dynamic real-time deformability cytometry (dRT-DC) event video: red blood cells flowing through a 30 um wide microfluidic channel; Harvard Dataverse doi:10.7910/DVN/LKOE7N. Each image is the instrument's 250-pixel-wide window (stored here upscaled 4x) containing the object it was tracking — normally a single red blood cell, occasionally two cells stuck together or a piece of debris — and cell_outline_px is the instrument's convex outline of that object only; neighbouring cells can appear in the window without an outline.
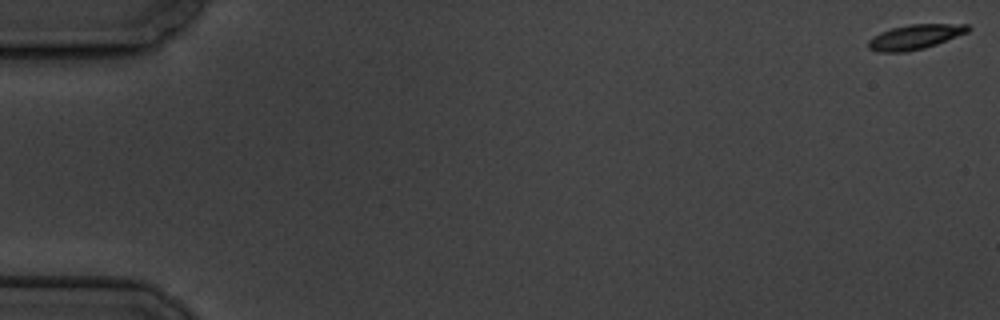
{"species": "common noctule bat (a hibernating species)", "species_latin": "Nyctalus noctula", "temperature_condition": "cold", "stored_images_in_passage": 11, "camera_frame_rate_fps": 3000, "um_per_image_px": 0.085, "animal": {"sex": "male", "body_mass_g": 19.5, "forearm_length_mm": 54.6}, "frame": {"image": 1, "passage_image": 1, "time_ms": 0.0, "image_size_px": [1000, 320], "cell_outline_px": [[972, 28], [968, 32], [936, 44], [924, 48], [904, 52], [880, 52], [868, 48], [868, 40], [872, 36], [880, 32], [892, 28], [908, 24], [968, 24]], "centroid_in_image_um": [77.77, 3.13], "position_along_channel_um": 7.2, "area_um2": 14.39}}
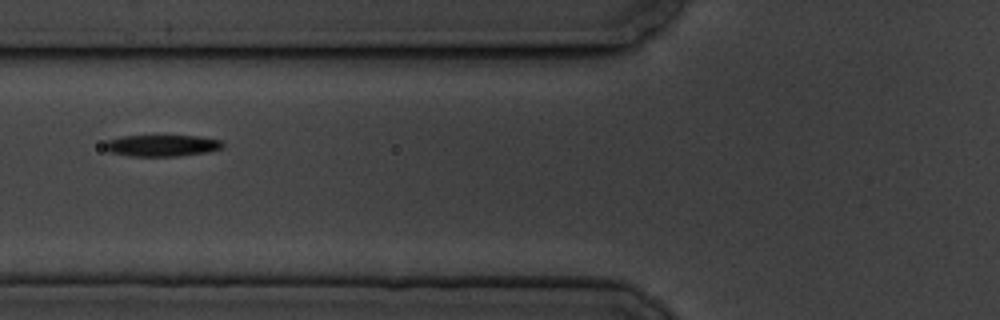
{"frame": {"image": 2, "passage_image": 7, "time_ms": 7.667, "image_size_px": [1000, 320], "cell_outline_px": [[224, 144], [220, 148], [208, 152], [176, 156], [128, 156], [108, 152], [104, 148], [104, 144], [108, 140], [120, 136], [200, 136], [220, 140]], "centroid_in_image_um": [13.71, 12.37], "position_along_channel_um": 112.1, "area_um2": 14.8}}
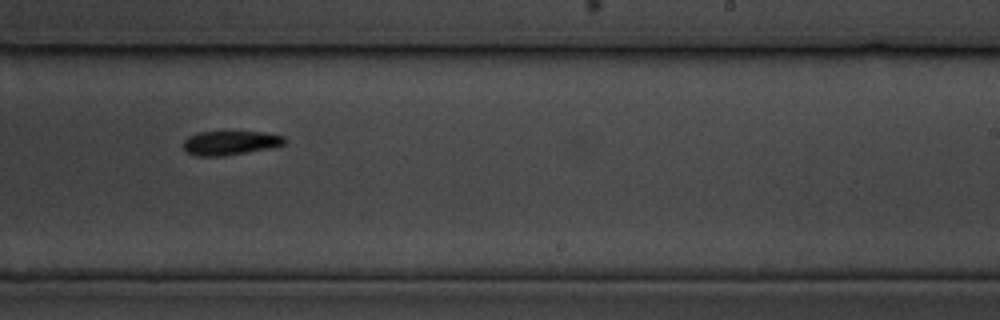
{"frame": {"image": 3, "passage_image": 11, "time_ms": 12.333, "image_size_px": [1000, 320], "cell_outline_px": [[284, 144], [268, 148], [224, 156], [196, 156], [184, 152], [184, 140], [188, 136], [200, 132], [264, 132], [284, 136]], "centroid_in_image_um": [19.51, 12.15], "position_along_channel_um": 269.5, "area_um2": 14.1}}